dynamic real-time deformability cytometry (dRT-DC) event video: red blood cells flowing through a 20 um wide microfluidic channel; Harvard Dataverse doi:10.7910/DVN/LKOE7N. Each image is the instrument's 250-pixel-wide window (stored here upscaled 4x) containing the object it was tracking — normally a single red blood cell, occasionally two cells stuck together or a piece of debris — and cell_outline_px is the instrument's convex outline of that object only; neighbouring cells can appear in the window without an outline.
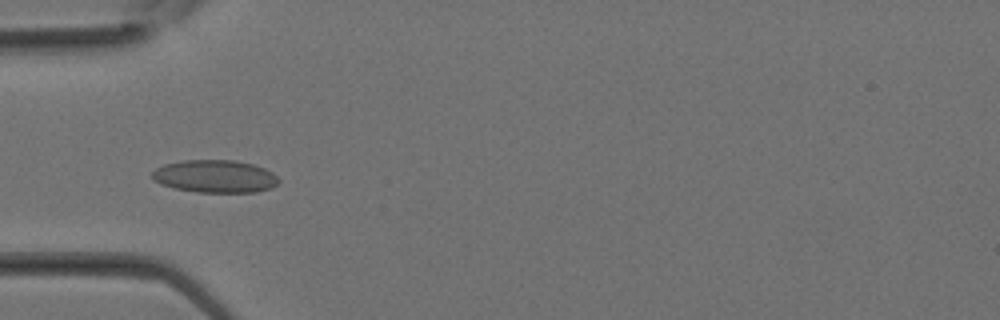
{"species": "Egyptian fruit bat (a non-hibernating species)", "species_latin": "Rousettus aegyptiacus", "temperature_condition": "room temperature", "stored_images_in_passage": 30, "camera_frame_rate_fps": 3000, "um_per_image_px": 0.085, "animal": {"sex": "female"}, "frame": {"image": 1, "passage_image": 8, "time_ms": 2.333, "image_size_px": [1000, 320], "cell_outline_px": [[280, 180], [272, 188], [256, 192], [196, 192], [172, 188], [160, 184], [152, 180], [152, 172], [156, 168], [164, 164], [180, 160], [232, 160], [252, 164], [264, 168], [272, 172]], "centroid_in_image_um": [18.24, 14.99], "position_along_channel_um": 66.8, "area_um2": 24.28}}
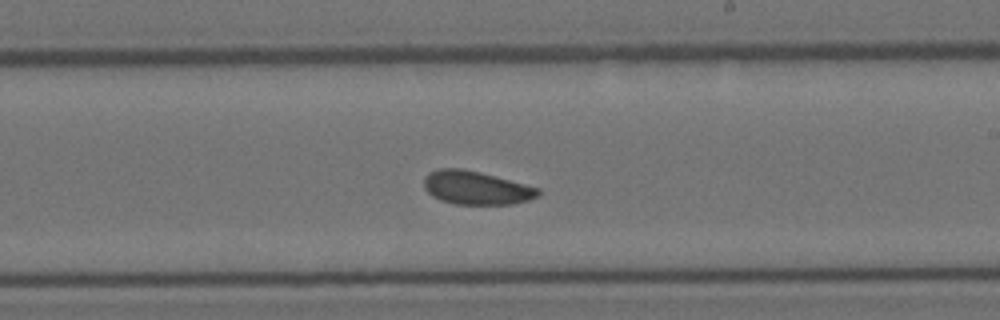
{"frame": {"image": 2, "passage_image": 17, "time_ms": 5.333, "image_size_px": [1000, 320], "cell_outline_px": [[540, 196], [528, 200], [512, 204], [456, 204], [440, 200], [432, 196], [424, 188], [424, 176], [428, 172], [440, 168], [460, 168], [480, 172], [540, 188]], "centroid_in_image_um": [40.46, 15.96], "position_along_channel_um": 248.5, "area_um2": 22.31}}
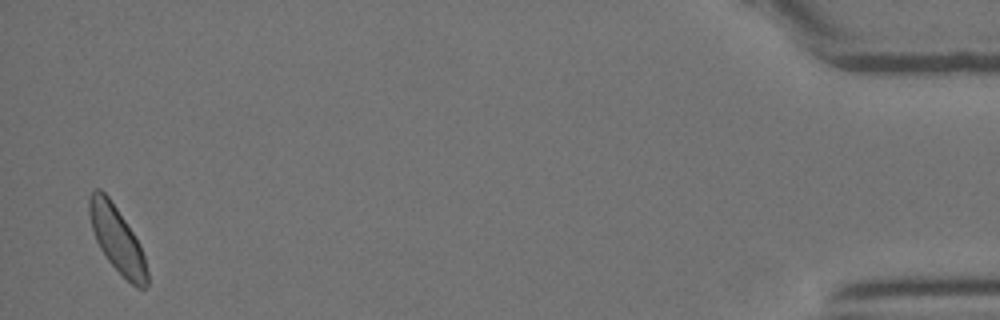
{"frame": {"image": 3, "passage_image": 30, "time_ms": 9.667, "image_size_px": [1000, 320], "cell_outline_px": [[148, 284], [144, 288], [136, 288], [108, 260], [100, 248], [96, 240], [92, 228], [88, 212], [88, 196], [96, 188], [100, 188], [108, 196], [140, 244], [144, 256], [148, 272]], "centroid_in_image_um": [9.94, 20.33], "position_along_channel_um": 425.3, "area_um2": 21.85}}